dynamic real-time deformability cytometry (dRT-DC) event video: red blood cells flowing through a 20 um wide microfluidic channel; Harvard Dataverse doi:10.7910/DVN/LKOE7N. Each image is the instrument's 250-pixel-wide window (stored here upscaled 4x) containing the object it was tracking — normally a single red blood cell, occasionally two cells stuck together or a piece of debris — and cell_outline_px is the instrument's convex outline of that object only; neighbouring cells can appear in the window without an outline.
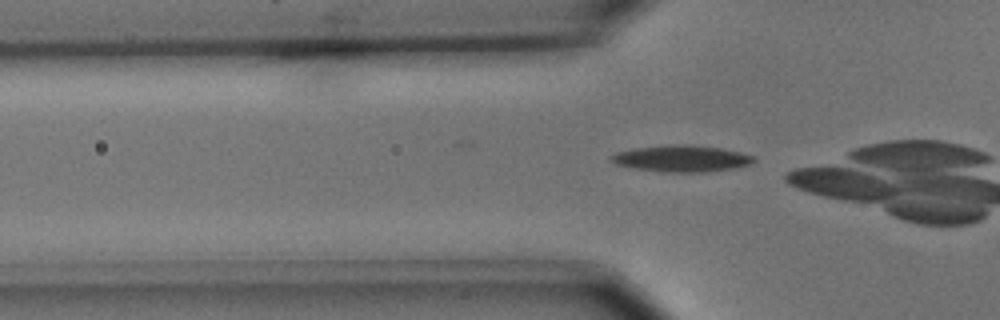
{"species": "common noctule bat (a hibernating species)", "species_latin": "Nyctalus noctula", "temperature_condition": "cold", "stored_images_in_passage": 7, "camera_frame_rate_fps": 3000, "um_per_image_px": 0.085, "animal": {"sex": "male", "body_mass_g": 15.6}, "frame": {"image": 1, "passage_image": 7, "time_ms": 2.0, "image_size_px": [1000, 320], "cell_outline_px": [[756, 160], [752, 164], [736, 168], [708, 172], [660, 172], [636, 168], [616, 164], [608, 160], [608, 156], [616, 152], [636, 148], [676, 144], [692, 144], [720, 148], [740, 152], [756, 156]], "centroid_in_image_um": [57.97, 13.48], "position_along_channel_um": 67.8, "area_um2": 22.31}}